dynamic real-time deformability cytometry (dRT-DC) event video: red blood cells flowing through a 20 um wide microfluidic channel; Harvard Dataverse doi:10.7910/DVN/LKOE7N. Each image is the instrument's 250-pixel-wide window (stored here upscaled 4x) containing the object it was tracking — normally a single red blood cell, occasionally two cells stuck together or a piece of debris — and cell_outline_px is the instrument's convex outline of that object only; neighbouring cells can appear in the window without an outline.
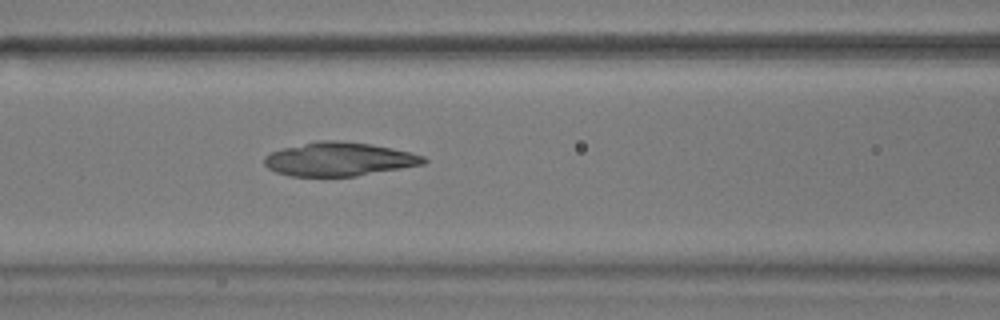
{"species": "common noctule bat (a hibernating species)", "species_latin": "Nyctalus noctula", "temperature_condition": "warm", "stored_images_in_passage": 46, "camera_frame_rate_fps": 3000, "um_per_image_px": 0.085, "animal": {"sex": "male", "body_mass_g": 17.9}, "frame": {"image": 1, "passage_image": 21, "time_ms": 6.667, "image_size_px": [1000, 320], "cell_outline_px": [[428, 160], [424, 164], [356, 176], [292, 176], [276, 172], [268, 168], [264, 164], [264, 156], [272, 152], [284, 148], [316, 140], [336, 140], [368, 144], [412, 152], [424, 156]], "centroid_in_image_um": [28.82, 13.53], "position_along_channel_um": 137.8, "area_um2": 31.1}}
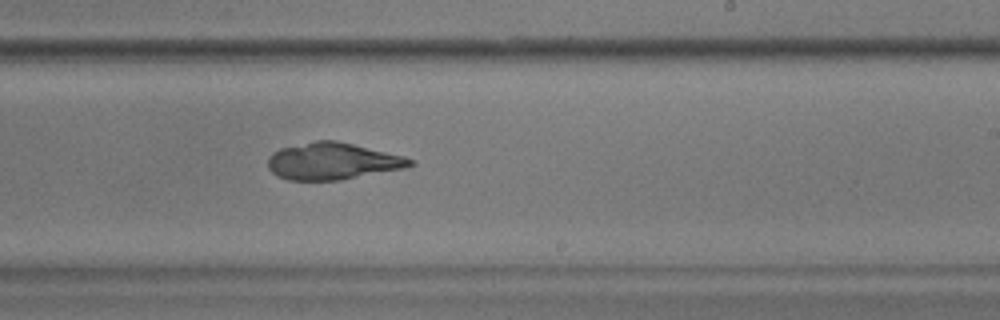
{"frame": {"image": 2, "passage_image": 31, "time_ms": 10.0, "image_size_px": [1000, 320], "cell_outline_px": [[416, 164], [404, 168], [340, 180], [288, 180], [276, 176], [268, 168], [268, 156], [272, 152], [280, 148], [316, 140], [336, 140], [404, 156], [412, 160]], "centroid_in_image_um": [28.23, 13.7], "position_along_channel_um": 260.8, "area_um2": 30.52}}
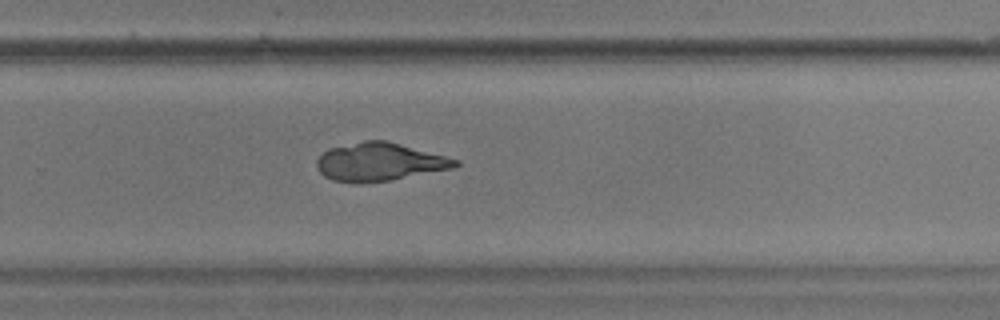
{"frame": {"image": 3, "passage_image": 34, "time_ms": 11.0, "image_size_px": [1000, 320], "cell_outline_px": [[460, 164], [452, 168], [392, 180], [332, 180], [324, 176], [320, 172], [316, 164], [316, 160], [328, 148], [364, 140], [384, 140], [400, 144], [460, 160]], "centroid_in_image_um": [32.27, 13.72], "position_along_channel_um": 297.5, "area_um2": 29.88}}